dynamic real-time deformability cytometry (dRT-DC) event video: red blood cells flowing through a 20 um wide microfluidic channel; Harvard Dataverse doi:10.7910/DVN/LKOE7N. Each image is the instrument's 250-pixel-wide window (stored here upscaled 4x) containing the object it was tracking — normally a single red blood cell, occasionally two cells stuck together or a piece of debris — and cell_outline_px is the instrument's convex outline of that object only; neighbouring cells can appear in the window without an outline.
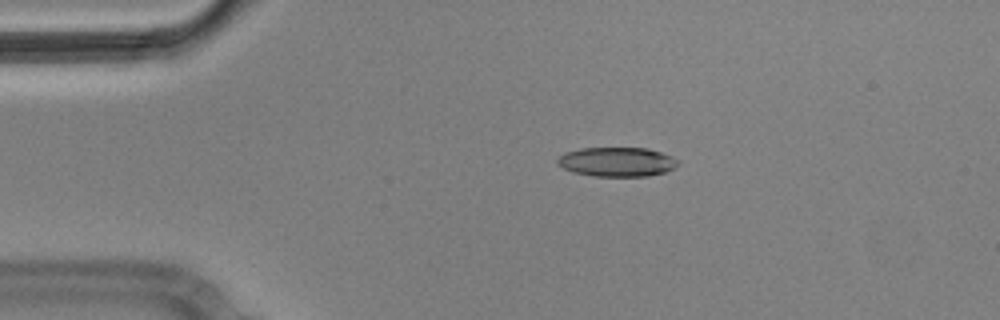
{"species": "Egyptian fruit bat (a non-hibernating species)", "species_latin": "Rousettus aegyptiacus", "temperature_condition": "cold", "stored_images_in_passage": 5, "camera_frame_rate_fps": 3000, "um_per_image_px": 0.085, "animal": {"sex": "male"}, "frame": {"image": 1, "passage_image": 3, "time_ms": 0.667, "image_size_px": [1000, 320], "cell_outline_px": [[680, 164], [664, 172], [648, 176], [592, 176], [572, 172], [556, 164], [556, 160], [564, 152], [580, 148], [648, 148], [672, 156], [680, 160]], "centroid_in_image_um": [52.43, 13.75], "position_along_channel_um": 32.6, "area_um2": 20.75}}
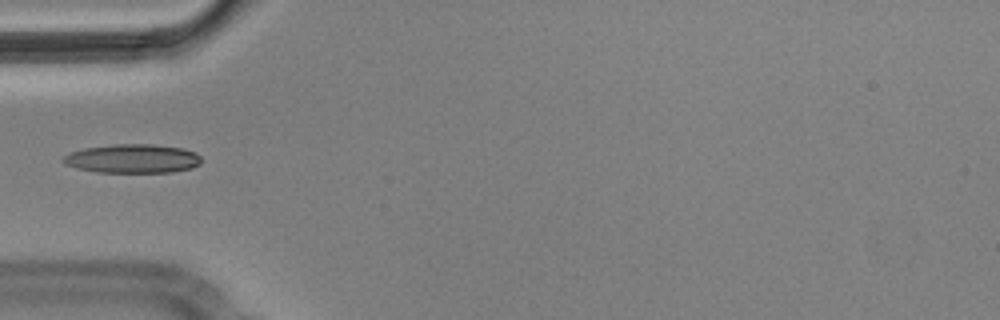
{"frame": {"image": 2, "passage_image": 5, "time_ms": 1.333, "image_size_px": [1000, 320], "cell_outline_px": [[200, 164], [192, 168], [172, 172], [96, 172], [76, 168], [64, 164], [60, 160], [64, 156], [72, 152], [84, 148], [112, 144], [152, 144], [184, 148], [196, 152], [200, 156]], "centroid_in_image_um": [11.27, 13.48], "position_along_channel_um": 73.7, "area_um2": 23.41}}